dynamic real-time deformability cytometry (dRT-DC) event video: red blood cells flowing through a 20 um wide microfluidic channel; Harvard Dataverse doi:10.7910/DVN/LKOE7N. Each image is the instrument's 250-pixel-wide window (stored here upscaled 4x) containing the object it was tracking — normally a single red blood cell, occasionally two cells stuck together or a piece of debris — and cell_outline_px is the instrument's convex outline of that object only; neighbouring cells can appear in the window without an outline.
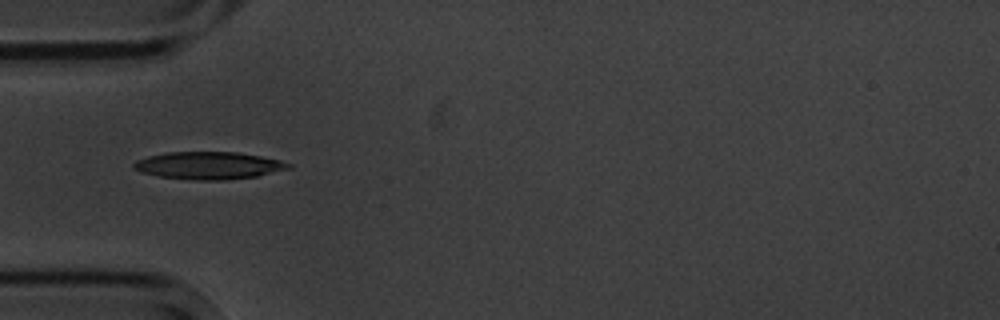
{"species": "common noctule bat (a hibernating species)", "species_latin": "Nyctalus noctula", "temperature_condition": "cold", "stored_images_in_passage": 4, "camera_frame_rate_fps": 3000, "um_per_image_px": 0.085, "animal": {"sex": "male", "body_mass_g": 20.1, "forearm_length_mm": 53.5}, "frame": {"image": 1, "passage_image": 4, "time_ms": 3.667, "image_size_px": [1000, 320], "cell_outline_px": [[292, 168], [256, 176], [224, 180], [196, 180], [156, 176], [140, 172], [132, 168], [132, 164], [136, 160], [148, 156], [164, 152], [236, 152], [260, 156], [280, 160], [292, 164]], "centroid_in_image_um": [17.7, 14.06], "position_along_channel_um": 67.3, "area_um2": 24.85}}